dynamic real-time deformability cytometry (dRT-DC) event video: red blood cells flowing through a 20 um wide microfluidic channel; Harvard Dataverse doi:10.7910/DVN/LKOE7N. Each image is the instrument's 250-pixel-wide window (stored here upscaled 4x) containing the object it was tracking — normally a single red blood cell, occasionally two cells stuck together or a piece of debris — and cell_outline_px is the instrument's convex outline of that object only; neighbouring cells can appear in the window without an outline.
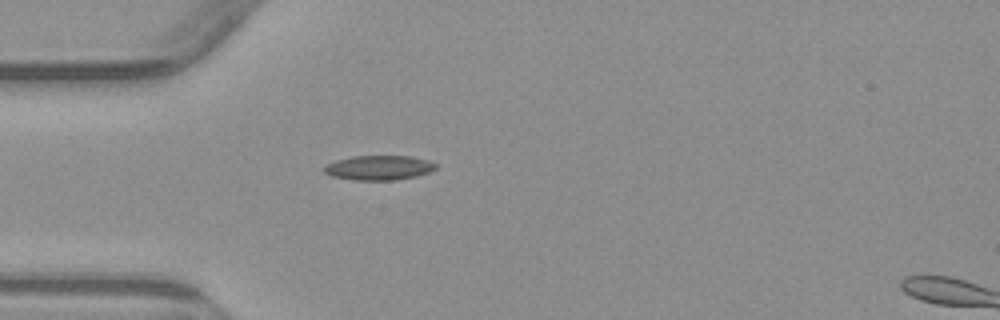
{"species": "common noctule bat (a hibernating species)", "species_latin": "Nyctalus noctula", "temperature_condition": "warm", "stored_images_in_passage": 1, "camera_frame_rate_fps": 3000, "um_per_image_px": 0.085, "animal": {"sex": "male", "body_mass_g": 23.1, "forearm_length_mm": 52.7}, "frame": {"image": 1, "passage_image": 1, "time_ms": 0.0, "image_size_px": [1000, 320], "cell_outline_px": [[440, 164], [436, 168], [428, 172], [416, 176], [396, 180], [356, 180], [332, 176], [324, 172], [324, 168], [328, 164], [336, 160], [352, 156], [412, 156], [428, 160]], "centroid_in_image_um": [32.25, 14.25], "position_along_channel_um": 52.7, "area_um2": 16.01}}